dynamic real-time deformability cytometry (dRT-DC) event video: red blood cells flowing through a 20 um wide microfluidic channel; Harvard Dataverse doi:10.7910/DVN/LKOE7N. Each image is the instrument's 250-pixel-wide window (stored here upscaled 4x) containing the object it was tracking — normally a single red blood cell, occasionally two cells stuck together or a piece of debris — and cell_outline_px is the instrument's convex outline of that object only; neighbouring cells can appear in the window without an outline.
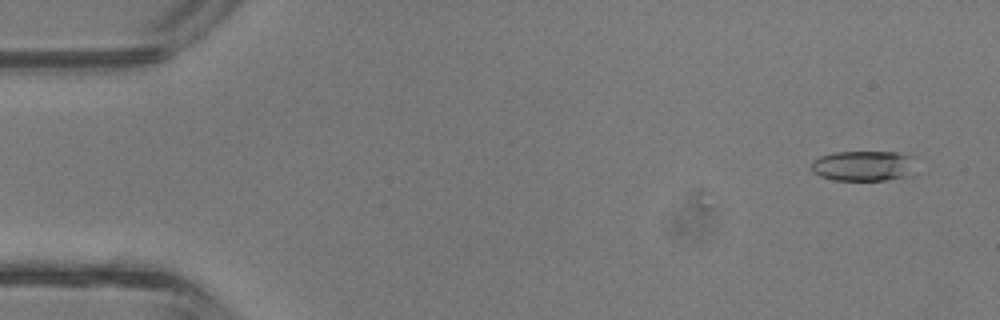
{"species": "common noctule bat (a hibernating species)", "species_latin": "Nyctalus noctula", "temperature_condition": "room temperature", "stored_images_in_passage": 3, "camera_frame_rate_fps": 3000, "um_per_image_px": 0.085, "animal": {"sex": "male", "body_mass_g": 13.3}, "frame": {"image": 1, "passage_image": 1, "time_ms": 0.0, "image_size_px": [1000, 320], "cell_outline_px": [[912, 176], [888, 180], [836, 180], [820, 176], [812, 172], [812, 160], [820, 156], [832, 152], [896, 152], [912, 156]], "centroid_in_image_um": [73.37, 14.1], "position_along_channel_um": 11.6, "area_um2": 18.55}}